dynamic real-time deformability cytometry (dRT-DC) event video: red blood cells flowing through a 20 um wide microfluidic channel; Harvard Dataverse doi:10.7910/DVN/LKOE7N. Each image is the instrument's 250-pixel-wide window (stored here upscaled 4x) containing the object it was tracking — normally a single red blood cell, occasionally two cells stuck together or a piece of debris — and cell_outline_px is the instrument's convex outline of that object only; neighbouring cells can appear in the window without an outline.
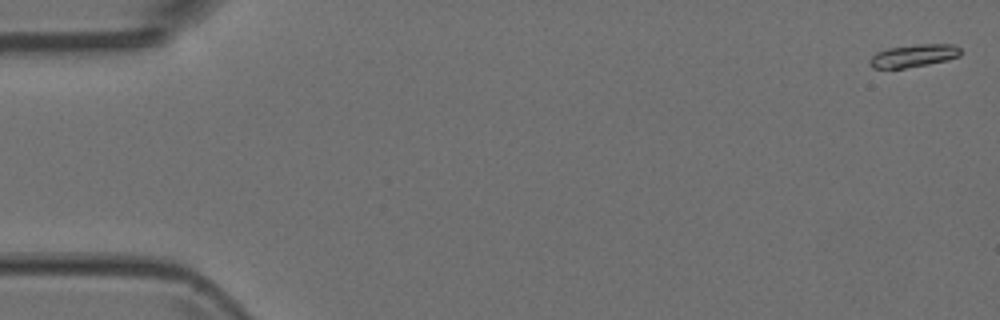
{"species": "Egyptian fruit bat (a non-hibernating species)", "species_latin": "Rousettus aegyptiacus", "temperature_condition": "room temperature", "stored_images_in_passage": 4, "camera_frame_rate_fps": 3000, "um_per_image_px": 0.085, "animal": {"sex": "female"}, "frame": {"image": 1, "passage_image": 1, "time_ms": 0.0, "image_size_px": [1000, 320], "cell_outline_px": [[960, 56], [928, 64], [904, 68], [872, 68], [868, 64], [868, 60], [876, 52], [888, 48], [920, 44], [952, 44], [960, 48]], "centroid_in_image_um": [77.61, 4.73], "position_along_channel_um": 7.4, "area_um2": 11.91}}